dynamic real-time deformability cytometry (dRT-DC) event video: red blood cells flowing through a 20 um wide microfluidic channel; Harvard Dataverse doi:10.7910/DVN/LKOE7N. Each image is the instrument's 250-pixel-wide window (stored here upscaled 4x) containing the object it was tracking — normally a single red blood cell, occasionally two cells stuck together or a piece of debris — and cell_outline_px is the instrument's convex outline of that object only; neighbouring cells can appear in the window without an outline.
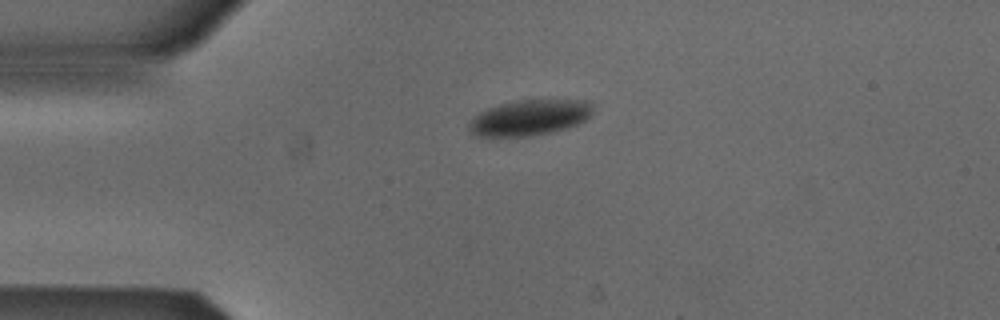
{"species": "Egyptian fruit bat (a non-hibernating species)", "species_latin": "Rousettus aegyptiacus", "temperature_condition": "cold", "stored_images_in_passage": 5, "camera_frame_rate_fps": 3000, "um_per_image_px": 0.085, "animal": {"sex": "male"}, "frame": {"image": 1, "passage_image": 5, "time_ms": 1.333, "image_size_px": [1000, 320], "cell_outline_px": [[592, 112], [584, 120], [576, 124], [564, 128], [548, 132], [528, 136], [480, 136], [472, 132], [468, 128], [468, 124], [480, 112], [488, 108], [500, 104], [516, 100], [592, 100]], "centroid_in_image_um": [45.02, 9.98], "position_along_channel_um": 40.0, "area_um2": 25.26}}